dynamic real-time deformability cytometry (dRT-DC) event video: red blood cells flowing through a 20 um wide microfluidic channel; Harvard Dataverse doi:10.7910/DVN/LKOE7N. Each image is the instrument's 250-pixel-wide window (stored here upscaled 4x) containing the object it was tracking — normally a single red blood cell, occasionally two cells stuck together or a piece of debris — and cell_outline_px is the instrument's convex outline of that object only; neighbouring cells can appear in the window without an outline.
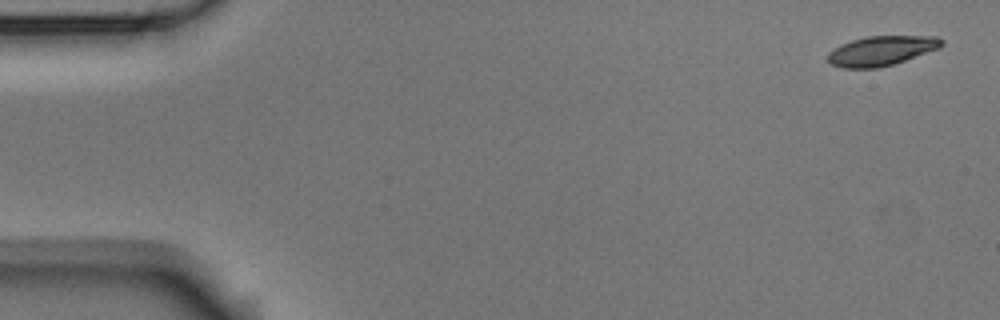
{"species": "Egyptian fruit bat (a non-hibernating species)", "species_latin": "Rousettus aegyptiacus", "temperature_condition": "room temperature", "stored_images_in_passage": 4, "camera_frame_rate_fps": 3000, "um_per_image_px": 0.085, "animal": {"sex": "male"}, "frame": {"image": 1, "passage_image": 1, "time_ms": 0.0, "image_size_px": [1000, 320], "cell_outline_px": [[944, 44], [940, 48], [892, 64], [876, 68], [844, 68], [832, 64], [828, 60], [828, 52], [840, 44], [852, 40], [868, 36], [936, 36], [944, 40]], "centroid_in_image_um": [74.93, 4.3], "position_along_channel_um": 10.1, "area_um2": 19.54}}
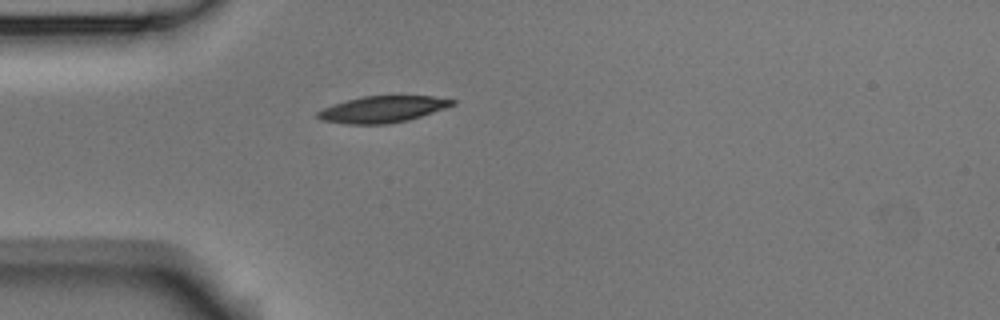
{"frame": {"image": 2, "passage_image": 4, "time_ms": 1.0, "image_size_px": [1000, 320], "cell_outline_px": [[456, 104], [420, 116], [388, 124], [348, 124], [324, 120], [316, 116], [316, 112], [332, 104], [364, 96], [432, 96], [456, 100]], "centroid_in_image_um": [32.51, 9.28], "position_along_channel_um": 52.5, "area_um2": 20.4}}